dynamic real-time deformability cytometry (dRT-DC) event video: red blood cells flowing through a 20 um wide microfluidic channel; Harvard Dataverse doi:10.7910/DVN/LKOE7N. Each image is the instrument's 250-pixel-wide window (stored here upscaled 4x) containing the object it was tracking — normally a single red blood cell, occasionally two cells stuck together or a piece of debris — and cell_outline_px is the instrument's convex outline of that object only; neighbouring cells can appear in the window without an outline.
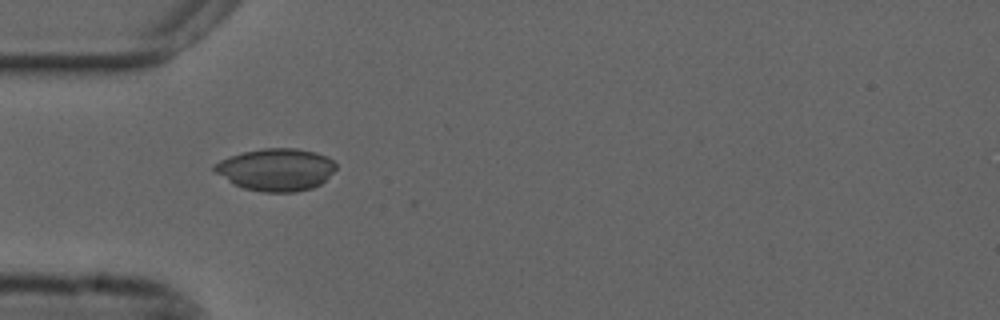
{"species": "common noctule bat (a hibernating species)", "species_latin": "Nyctalus noctula", "temperature_condition": "cold", "stored_images_in_passage": 34, "camera_frame_rate_fps": 3000, "um_per_image_px": 0.085, "animal": {"sex": "male", "forearm_length_mm": 52.5}, "frame": {"image": 1, "passage_image": 8, "time_ms": 2.333, "image_size_px": [1000, 320], "cell_outline_px": [[336, 168], [320, 184], [312, 188], [296, 192], [264, 192], [244, 188], [228, 180], [216, 172], [212, 168], [212, 164], [220, 160], [244, 152], [264, 148], [296, 148], [316, 152], [328, 156], [336, 164]], "centroid_in_image_um": [23.49, 14.41], "position_along_channel_um": 61.5, "area_um2": 29.77}}
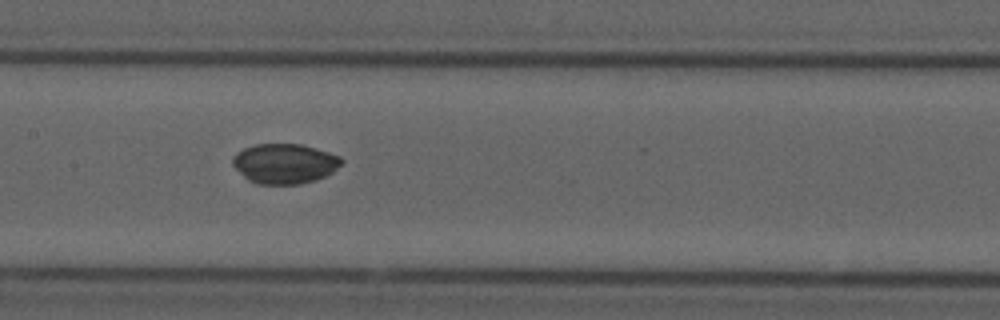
{"frame": {"image": 2, "passage_image": 18, "time_ms": 5.667, "image_size_px": [1000, 320], "cell_outline_px": [[344, 160], [332, 172], [316, 180], [300, 184], [256, 184], [248, 180], [232, 164], [232, 156], [236, 152], [244, 148], [256, 144], [300, 144], [328, 152], [340, 156]], "centroid_in_image_um": [24.17, 13.91], "position_along_channel_um": 183.2, "area_um2": 25.26}}
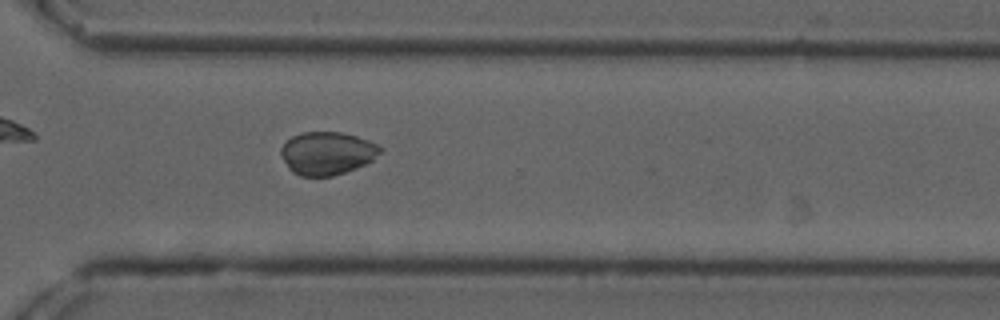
{"frame": {"image": 3, "passage_image": 31, "time_ms": 10.0, "image_size_px": [1000, 320], "cell_outline_px": [[384, 148], [372, 160], [356, 168], [332, 176], [300, 176], [292, 172], [288, 168], [280, 156], [280, 148], [292, 136], [300, 132], [340, 132], [356, 136], [376, 144]], "centroid_in_image_um": [27.76, 13.02], "position_along_channel_um": 342.8, "area_um2": 24.8}, "authors_computed_cell_mechanics": {"area_um2": 25.8077, "velocity_mm_per_s": 3.6952, "shape_relaxation_time_tau1_ms": null, "shape_relaxation_time_tau2_ms": 1.7239, "deformation_change_tau1": null, "deformation_change_tau2": 0.0177}}